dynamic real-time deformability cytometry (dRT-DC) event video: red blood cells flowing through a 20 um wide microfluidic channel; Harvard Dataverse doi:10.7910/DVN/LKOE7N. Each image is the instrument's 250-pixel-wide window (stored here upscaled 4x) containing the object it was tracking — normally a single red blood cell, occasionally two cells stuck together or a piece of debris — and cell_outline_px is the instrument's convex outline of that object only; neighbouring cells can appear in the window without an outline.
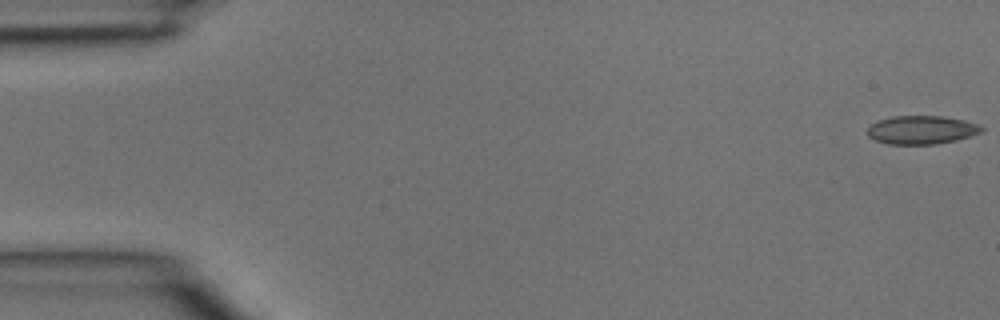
{"species": "common noctule bat (a hibernating species)", "species_latin": "Nyctalus noctula", "temperature_condition": "room temperature", "stored_images_in_passage": 4, "camera_frame_rate_fps": 3000, "um_per_image_px": 0.085, "animal": {"sex": "male", "body_mass_g": 15.6}, "frame": {"image": 1, "passage_image": 1, "time_ms": 0.0, "image_size_px": [1000, 320], "cell_outline_px": [[984, 128], [980, 132], [972, 136], [956, 140], [936, 144], [888, 144], [876, 140], [868, 136], [868, 128], [872, 124], [880, 120], [892, 116], [944, 116], [964, 120], [980, 124]], "centroid_in_image_um": [78.37, 11.04], "position_along_channel_um": 6.6, "area_um2": 18.9}}
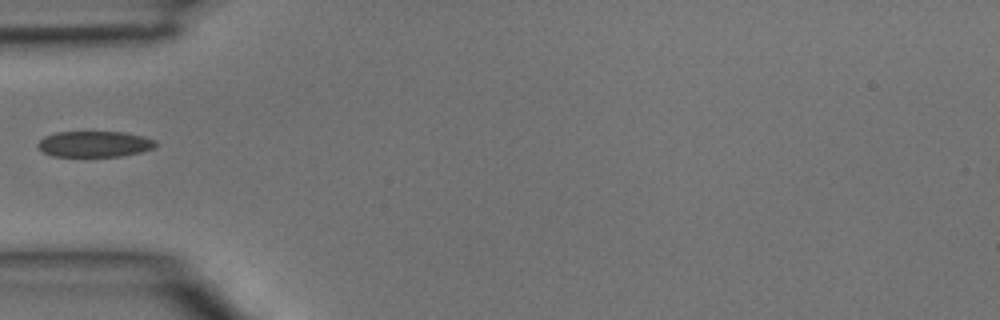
{"frame": {"image": 2, "passage_image": 4, "time_ms": 1.0, "image_size_px": [1000, 320], "cell_outline_px": [[160, 144], [152, 148], [140, 152], [120, 156], [52, 156], [44, 152], [36, 144], [44, 136], [56, 132], [124, 132], [144, 136], [156, 140]], "centroid_in_image_um": [8.06, 12.23], "position_along_channel_um": 76.9, "area_um2": 17.8}}